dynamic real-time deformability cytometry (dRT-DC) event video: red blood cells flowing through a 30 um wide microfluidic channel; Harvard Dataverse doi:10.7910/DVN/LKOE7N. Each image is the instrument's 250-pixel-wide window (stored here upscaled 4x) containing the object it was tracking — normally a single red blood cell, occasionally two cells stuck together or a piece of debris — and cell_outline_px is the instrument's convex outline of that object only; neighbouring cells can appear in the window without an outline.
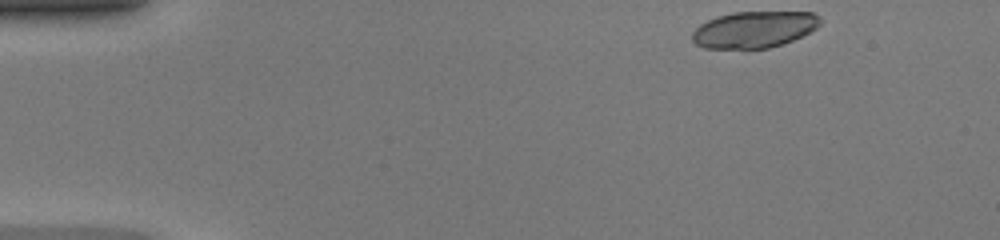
{"species": "common noctule bat (a hibernating species)", "species_latin": "Nyctalus noctula", "temperature_condition": "warm", "stored_images_in_passage": 43, "camera_frame_rate_fps": 3000, "um_per_image_px": 0.085, "animal": {"sex": "female", "body_mass_g": 20.0, "forearm_length_mm": 54.0}, "frame": {"image": 1, "passage_image": 1, "time_ms": 0.0, "image_size_px": [1000, 240], "cell_outline_px": [[820, 24], [816, 28], [792, 40], [768, 48], [704, 48], [696, 44], [692, 40], [692, 32], [700, 24], [716, 16], [732, 12], [812, 12], [820, 16]], "centroid_in_image_um": [64.07, 2.49], "position_along_channel_um": 20.9, "area_um2": 27.05}}
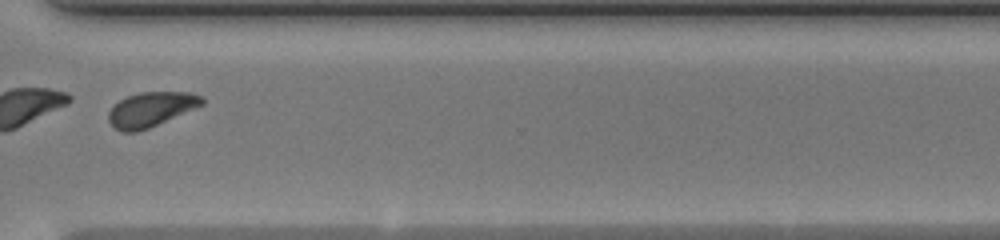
{"frame": {"image": 2, "passage_image": 32, "time_ms": 10.333, "image_size_px": [1000, 240], "cell_outline_px": [[204, 104], [148, 128], [136, 132], [124, 132], [116, 128], [108, 120], [108, 112], [120, 100], [128, 96], [140, 92], [188, 92], [204, 96]], "centroid_in_image_um": [12.85, 9.28], "position_along_channel_um": 357.8, "area_um2": 18.55}, "authors_computed_cell_mechanics": {"area_um2": 19.8832, "velocity_mm_per_s": 4.2935, "shape_relaxation_time_tau1_ms": 0.6152, "shape_relaxation_time_tau2_ms": 1.4321, "deformation_change_tau1": 0.2805, "deformation_change_tau2": 0.0656}}